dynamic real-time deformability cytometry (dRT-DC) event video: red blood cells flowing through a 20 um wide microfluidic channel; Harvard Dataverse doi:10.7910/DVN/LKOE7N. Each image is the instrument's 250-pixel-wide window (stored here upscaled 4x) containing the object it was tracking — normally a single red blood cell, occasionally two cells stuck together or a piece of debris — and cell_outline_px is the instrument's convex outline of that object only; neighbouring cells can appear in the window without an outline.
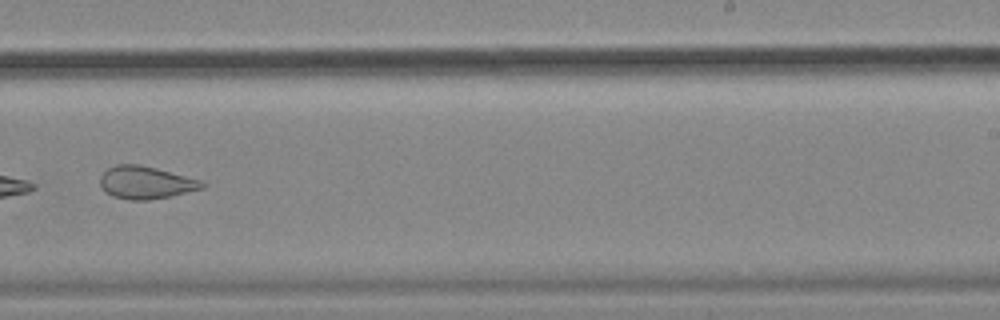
{"species": "common noctule bat (a hibernating species)", "species_latin": "Nyctalus noctula", "temperature_condition": "cold", "stored_images_in_passage": 10, "camera_frame_rate_fps": 3000, "um_per_image_px": 0.085, "animal": {"sex": "female", "body_mass_g": 18.4}, "frame": {"image": 1, "passage_image": 10, "time_ms": 3.0, "image_size_px": [1000, 320], "cell_outline_px": [[208, 184], [204, 188], [172, 196], [148, 200], [128, 200], [112, 196], [104, 192], [100, 184], [100, 176], [108, 168], [116, 164], [140, 164], [204, 180]], "centroid_in_image_um": [12.43, 15.52], "position_along_channel_um": 276.6, "area_um2": 19.77}}